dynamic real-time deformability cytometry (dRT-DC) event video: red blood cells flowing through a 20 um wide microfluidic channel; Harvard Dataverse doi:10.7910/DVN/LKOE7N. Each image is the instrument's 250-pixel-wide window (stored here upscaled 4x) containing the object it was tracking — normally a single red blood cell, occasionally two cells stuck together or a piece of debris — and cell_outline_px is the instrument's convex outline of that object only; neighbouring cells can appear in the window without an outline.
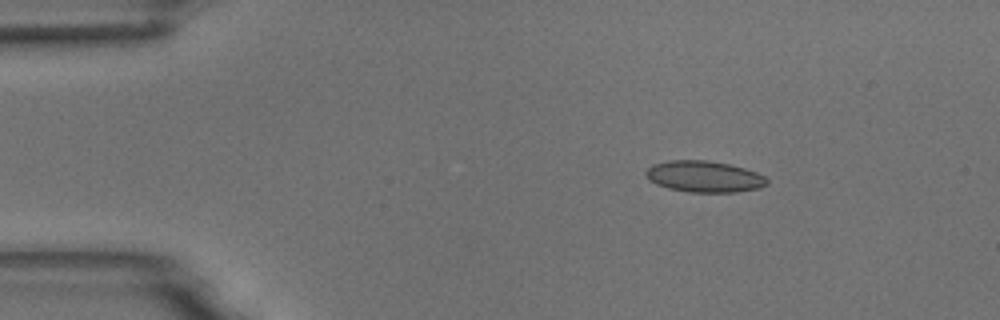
{"species": "common noctule bat (a hibernating species)", "species_latin": "Nyctalus noctula", "temperature_condition": "room temperature", "stored_images_in_passage": 7, "camera_frame_rate_fps": 3000, "um_per_image_px": 0.085, "animal": {"sex": "male", "body_mass_g": 18.8}, "frame": {"image": 1, "passage_image": 3, "time_ms": 0.667, "image_size_px": [1000, 320], "cell_outline_px": [[768, 184], [760, 188], [736, 192], [688, 192], [668, 188], [656, 184], [648, 180], [644, 172], [652, 164], [668, 160], [708, 160], [728, 164], [744, 168], [756, 172], [764, 176], [768, 180]], "centroid_in_image_um": [59.83, 15.01], "position_along_channel_um": 25.2, "area_um2": 22.25}}
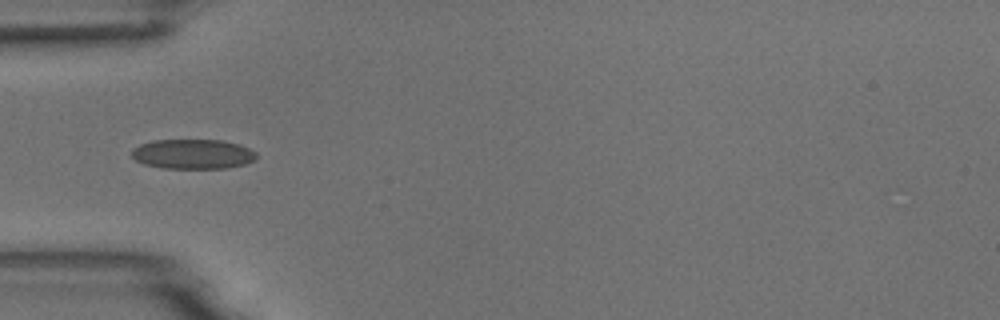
{"frame": {"image": 2, "passage_image": 5, "time_ms": 1.333, "image_size_px": [1000, 320], "cell_outline_px": [[256, 156], [252, 160], [244, 164], [228, 168], [164, 168], [144, 164], [136, 160], [132, 156], [132, 148], [140, 144], [152, 140], [220, 140], [240, 144], [256, 152]], "centroid_in_image_um": [16.37, 13.09], "position_along_channel_um": 68.6, "area_um2": 21.56}}